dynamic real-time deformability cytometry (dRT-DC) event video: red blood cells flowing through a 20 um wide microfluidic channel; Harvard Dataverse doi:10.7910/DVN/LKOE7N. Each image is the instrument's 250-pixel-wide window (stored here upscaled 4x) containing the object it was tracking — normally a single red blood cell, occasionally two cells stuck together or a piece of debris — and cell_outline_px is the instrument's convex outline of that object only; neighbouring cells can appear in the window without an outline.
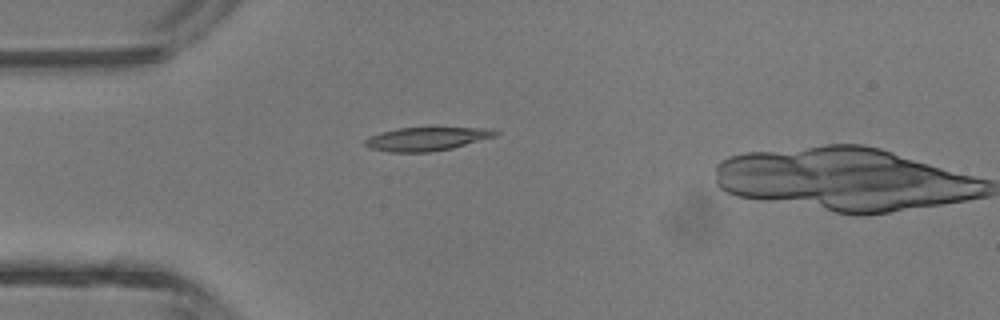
{"species": "common noctule bat (a hibernating species)", "species_latin": "Nyctalus noctula", "temperature_condition": "room temperature", "stored_images_in_passage": 3, "camera_frame_rate_fps": 3000, "um_per_image_px": 0.085, "animal": {"sex": "male", "body_mass_g": 13.3}, "frame": {"image": 1, "passage_image": 2, "time_ms": 2.0, "image_size_px": [1000, 320], "cell_outline_px": [[500, 132], [496, 136], [452, 148], [428, 152], [388, 152], [368, 148], [364, 144], [364, 140], [368, 136], [380, 132], [400, 128], [492, 128]], "centroid_in_image_um": [36.23, 11.81], "position_along_channel_um": 48.8, "area_um2": 17.86}}